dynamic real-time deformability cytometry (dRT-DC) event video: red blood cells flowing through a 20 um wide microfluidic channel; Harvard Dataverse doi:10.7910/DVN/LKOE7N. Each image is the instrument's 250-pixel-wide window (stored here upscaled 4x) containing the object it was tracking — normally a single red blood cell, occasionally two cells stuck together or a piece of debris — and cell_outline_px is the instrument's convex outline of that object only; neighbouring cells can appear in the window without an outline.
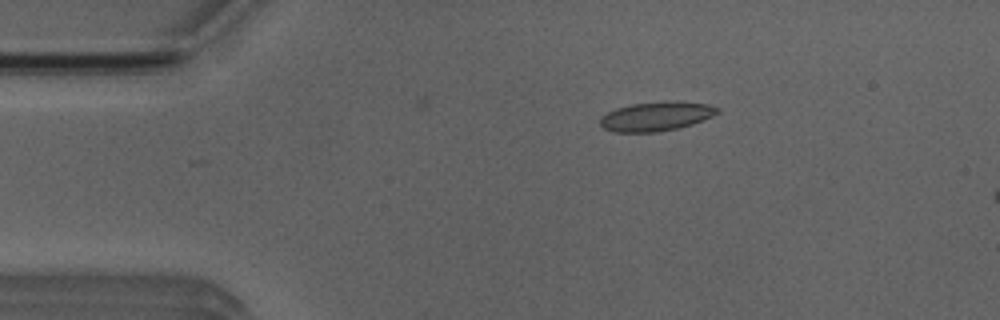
{"species": "Egyptian fruit bat (a non-hibernating species)", "species_latin": "Rousettus aegyptiacus", "temperature_condition": "room temperature", "stored_images_in_passage": 4, "camera_frame_rate_fps": 3000, "um_per_image_px": 0.085, "animal": {"sex": "male"}, "frame": {"image": 1, "passage_image": 1, "time_ms": 0.0, "image_size_px": [1000, 320], "cell_outline_px": [[720, 112], [712, 116], [692, 124], [680, 128], [656, 132], [612, 132], [604, 128], [600, 124], [600, 116], [616, 108], [632, 104], [708, 104], [720, 108]], "centroid_in_image_um": [55.71, 9.95], "position_along_channel_um": 29.3, "area_um2": 19.02}}